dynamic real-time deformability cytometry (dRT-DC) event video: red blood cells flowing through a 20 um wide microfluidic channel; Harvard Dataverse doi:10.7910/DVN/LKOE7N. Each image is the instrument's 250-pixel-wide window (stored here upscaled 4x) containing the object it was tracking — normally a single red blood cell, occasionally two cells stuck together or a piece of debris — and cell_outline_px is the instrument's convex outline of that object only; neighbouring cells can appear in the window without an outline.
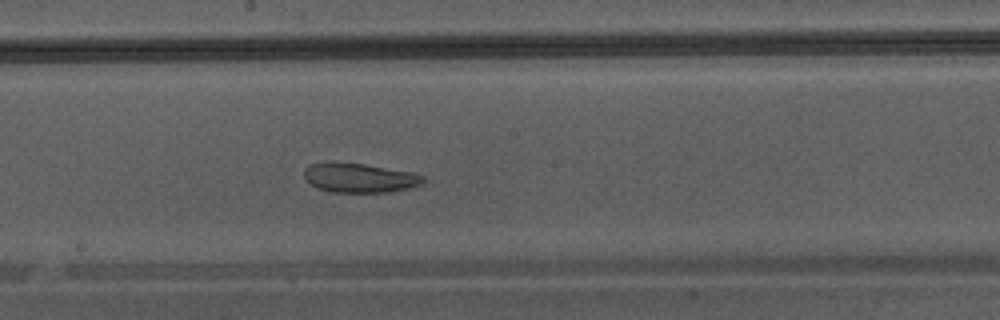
{"species": "Egyptian fruit bat (a non-hibernating species)", "species_latin": "Rousettus aegyptiacus", "temperature_condition": "warm", "stored_images_in_passage": 48, "camera_frame_rate_fps": 3000, "um_per_image_px": 0.085, "animal": {"sex": "male"}, "frame": {"image": 1, "passage_image": 28, "time_ms": 9.0, "image_size_px": [1000, 320], "cell_outline_px": [[424, 180], [420, 184], [408, 188], [384, 192], [332, 192], [316, 188], [304, 176], [304, 168], [312, 164], [332, 160], [364, 164], [412, 172], [424, 176]], "centroid_in_image_um": [30.51, 15.09], "position_along_channel_um": 217.7, "area_um2": 20.4}}